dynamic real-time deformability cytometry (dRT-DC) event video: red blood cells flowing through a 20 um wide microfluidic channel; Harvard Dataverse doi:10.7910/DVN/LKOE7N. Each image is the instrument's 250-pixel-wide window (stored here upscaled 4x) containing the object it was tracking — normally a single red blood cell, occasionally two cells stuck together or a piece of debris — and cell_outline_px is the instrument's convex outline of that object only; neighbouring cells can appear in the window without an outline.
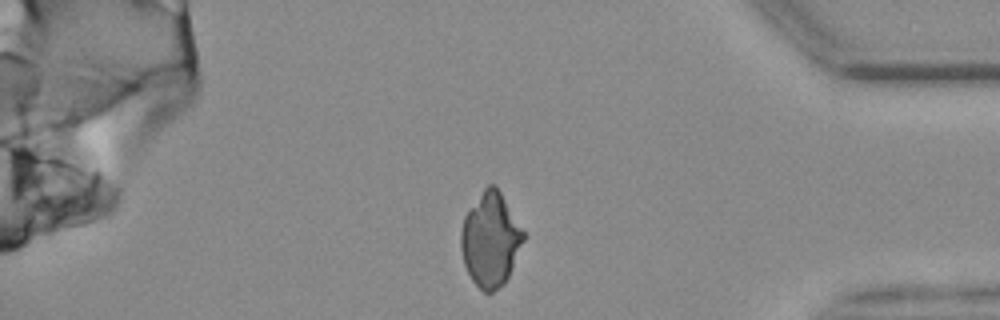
{"species": "common noctule bat (a hibernating species)", "species_latin": "Nyctalus noctula", "temperature_condition": "warm", "stored_images_in_passage": 41, "camera_frame_rate_fps": 3000, "um_per_image_px": 0.085, "animal": {"sex": "female", "body_mass_g": 25.1}, "frame": {"image": 1, "passage_image": 41, "time_ms": 13.333, "image_size_px": [1000, 320], "cell_outline_px": [[524, 240], [508, 276], [504, 284], [492, 292], [484, 292], [472, 280], [464, 264], [460, 248], [460, 232], [464, 216], [484, 188], [488, 184], [496, 184], [524, 232]], "centroid_in_image_um": [41.67, 20.36], "position_along_channel_um": 393.5, "area_um2": 33.93}}